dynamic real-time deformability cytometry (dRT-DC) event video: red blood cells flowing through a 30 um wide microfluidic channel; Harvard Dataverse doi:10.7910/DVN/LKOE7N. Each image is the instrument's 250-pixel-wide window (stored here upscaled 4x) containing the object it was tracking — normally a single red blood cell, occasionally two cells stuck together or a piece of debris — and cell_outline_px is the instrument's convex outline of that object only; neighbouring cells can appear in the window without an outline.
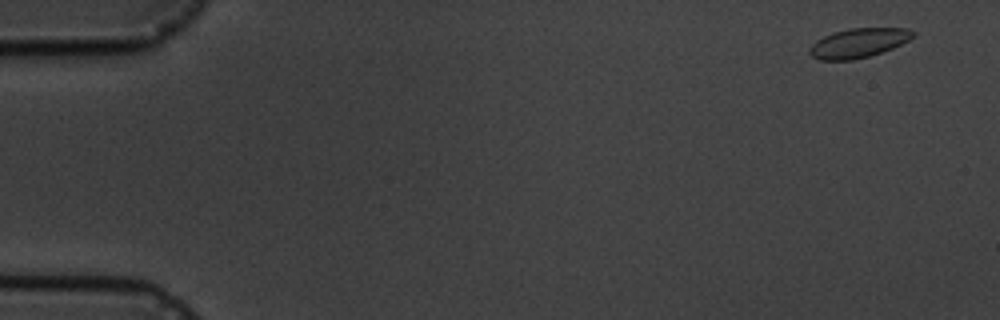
{"species": "common noctule bat (a hibernating species)", "species_latin": "Nyctalus noctula", "temperature_condition": "cold", "stored_images_in_passage": 3, "camera_frame_rate_fps": 3000, "um_per_image_px": 0.085, "animal": {"sex": "male", "body_mass_g": 19.5, "forearm_length_mm": 54.6}, "frame": {"image": 1, "passage_image": 1, "time_ms": 0.0, "image_size_px": [1000, 320], "cell_outline_px": [[916, 32], [908, 40], [892, 48], [868, 56], [852, 60], [820, 60], [812, 56], [808, 52], [808, 48], [816, 40], [832, 32], [852, 28], [908, 28]], "centroid_in_image_um": [72.93, 3.65], "position_along_channel_um": 12.1, "area_um2": 17.57}}